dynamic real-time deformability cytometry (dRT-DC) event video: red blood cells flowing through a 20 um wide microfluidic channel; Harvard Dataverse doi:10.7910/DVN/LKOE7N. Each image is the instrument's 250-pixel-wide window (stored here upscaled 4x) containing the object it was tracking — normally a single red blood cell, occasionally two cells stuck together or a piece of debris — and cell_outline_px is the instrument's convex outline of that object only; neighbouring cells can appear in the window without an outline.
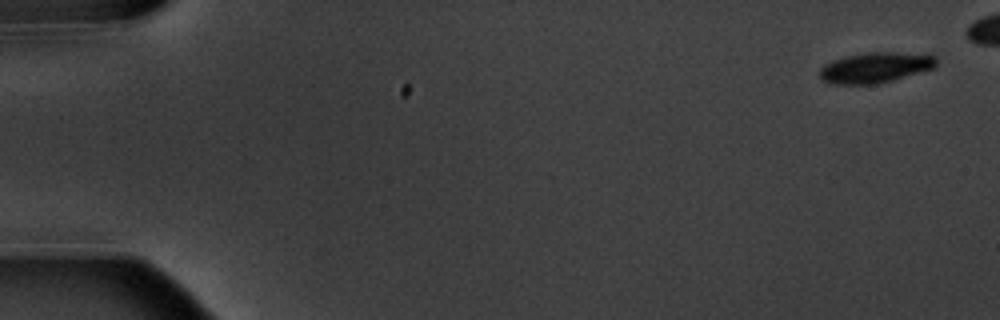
{"species": "common noctule bat (a hibernating species)", "species_latin": "Nyctalus noctula", "temperature_condition": "warm", "stored_images_in_passage": 9, "camera_frame_rate_fps": 3000, "um_per_image_px": 0.085, "animal": {"sex": "male", "body_mass_g": 20.1, "forearm_length_mm": 53.5}, "frame": {"image": 1, "passage_image": 1, "time_ms": 0.0, "image_size_px": [1000, 320], "cell_outline_px": [[936, 68], [880, 84], [828, 84], [820, 76], [820, 68], [824, 64], [832, 60], [848, 56], [868, 52], [928, 52], [936, 56]], "centroid_in_image_um": [74.49, 5.73], "position_along_channel_um": 10.5, "area_um2": 21.27}}